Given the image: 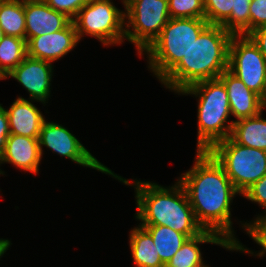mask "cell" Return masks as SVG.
I'll return each instance as SVG.
<instances>
[{
    "label": "cell",
    "mask_w": 266,
    "mask_h": 267,
    "mask_svg": "<svg viewBox=\"0 0 266 267\" xmlns=\"http://www.w3.org/2000/svg\"><path fill=\"white\" fill-rule=\"evenodd\" d=\"M192 169L179 183L183 186L197 222L216 232L229 246H239L232 233L230 204L238 194L224 168L208 151H197Z\"/></svg>",
    "instance_id": "1"
},
{
    "label": "cell",
    "mask_w": 266,
    "mask_h": 267,
    "mask_svg": "<svg viewBox=\"0 0 266 267\" xmlns=\"http://www.w3.org/2000/svg\"><path fill=\"white\" fill-rule=\"evenodd\" d=\"M232 36L221 25L209 24L161 83L180 93L198 82L218 78L228 70Z\"/></svg>",
    "instance_id": "2"
},
{
    "label": "cell",
    "mask_w": 266,
    "mask_h": 267,
    "mask_svg": "<svg viewBox=\"0 0 266 267\" xmlns=\"http://www.w3.org/2000/svg\"><path fill=\"white\" fill-rule=\"evenodd\" d=\"M137 215L141 225L168 226L188 238L204 229L197 222L187 194L179 181L170 189L156 183L135 181Z\"/></svg>",
    "instance_id": "3"
},
{
    "label": "cell",
    "mask_w": 266,
    "mask_h": 267,
    "mask_svg": "<svg viewBox=\"0 0 266 267\" xmlns=\"http://www.w3.org/2000/svg\"><path fill=\"white\" fill-rule=\"evenodd\" d=\"M180 93L199 95L197 151H209L231 135L234 121L226 125L231 115L229 97L219 78L198 82Z\"/></svg>",
    "instance_id": "4"
},
{
    "label": "cell",
    "mask_w": 266,
    "mask_h": 267,
    "mask_svg": "<svg viewBox=\"0 0 266 267\" xmlns=\"http://www.w3.org/2000/svg\"><path fill=\"white\" fill-rule=\"evenodd\" d=\"M208 25L206 19H169L159 37L145 50L148 53L149 68L160 81L182 60Z\"/></svg>",
    "instance_id": "5"
},
{
    "label": "cell",
    "mask_w": 266,
    "mask_h": 267,
    "mask_svg": "<svg viewBox=\"0 0 266 267\" xmlns=\"http://www.w3.org/2000/svg\"><path fill=\"white\" fill-rule=\"evenodd\" d=\"M208 152L224 168L239 195L266 175V151L242 146L230 136Z\"/></svg>",
    "instance_id": "6"
},
{
    "label": "cell",
    "mask_w": 266,
    "mask_h": 267,
    "mask_svg": "<svg viewBox=\"0 0 266 267\" xmlns=\"http://www.w3.org/2000/svg\"><path fill=\"white\" fill-rule=\"evenodd\" d=\"M72 21L79 40L82 35L89 34L104 45H110L121 43L125 38V12L110 0H89Z\"/></svg>",
    "instance_id": "7"
},
{
    "label": "cell",
    "mask_w": 266,
    "mask_h": 267,
    "mask_svg": "<svg viewBox=\"0 0 266 267\" xmlns=\"http://www.w3.org/2000/svg\"><path fill=\"white\" fill-rule=\"evenodd\" d=\"M125 37L142 54L161 34L170 19L168 0H129L125 5ZM130 25L133 30L130 31Z\"/></svg>",
    "instance_id": "8"
},
{
    "label": "cell",
    "mask_w": 266,
    "mask_h": 267,
    "mask_svg": "<svg viewBox=\"0 0 266 267\" xmlns=\"http://www.w3.org/2000/svg\"><path fill=\"white\" fill-rule=\"evenodd\" d=\"M228 70L260 95L266 78V59L248 36H232Z\"/></svg>",
    "instance_id": "9"
},
{
    "label": "cell",
    "mask_w": 266,
    "mask_h": 267,
    "mask_svg": "<svg viewBox=\"0 0 266 267\" xmlns=\"http://www.w3.org/2000/svg\"><path fill=\"white\" fill-rule=\"evenodd\" d=\"M38 140L41 155L42 146L44 145L52 151L71 159L79 165L112 175L126 185L130 184L129 180L123 179L121 176H117L109 168L101 164L73 134L59 124L45 121L42 125Z\"/></svg>",
    "instance_id": "10"
},
{
    "label": "cell",
    "mask_w": 266,
    "mask_h": 267,
    "mask_svg": "<svg viewBox=\"0 0 266 267\" xmlns=\"http://www.w3.org/2000/svg\"><path fill=\"white\" fill-rule=\"evenodd\" d=\"M73 21L64 29L31 38L27 42V56L53 62L70 52L79 42Z\"/></svg>",
    "instance_id": "11"
},
{
    "label": "cell",
    "mask_w": 266,
    "mask_h": 267,
    "mask_svg": "<svg viewBox=\"0 0 266 267\" xmlns=\"http://www.w3.org/2000/svg\"><path fill=\"white\" fill-rule=\"evenodd\" d=\"M51 62L27 56L6 78L13 77L30 93V99L45 104L50 96Z\"/></svg>",
    "instance_id": "12"
},
{
    "label": "cell",
    "mask_w": 266,
    "mask_h": 267,
    "mask_svg": "<svg viewBox=\"0 0 266 267\" xmlns=\"http://www.w3.org/2000/svg\"><path fill=\"white\" fill-rule=\"evenodd\" d=\"M26 41L64 29L72 20L44 1L24 2Z\"/></svg>",
    "instance_id": "13"
},
{
    "label": "cell",
    "mask_w": 266,
    "mask_h": 267,
    "mask_svg": "<svg viewBox=\"0 0 266 267\" xmlns=\"http://www.w3.org/2000/svg\"><path fill=\"white\" fill-rule=\"evenodd\" d=\"M225 85L229 97L230 111L238 120L262 113L259 95L248 89L229 70L218 77Z\"/></svg>",
    "instance_id": "14"
},
{
    "label": "cell",
    "mask_w": 266,
    "mask_h": 267,
    "mask_svg": "<svg viewBox=\"0 0 266 267\" xmlns=\"http://www.w3.org/2000/svg\"><path fill=\"white\" fill-rule=\"evenodd\" d=\"M41 156L38 138L10 134L4 153L0 157V164L8 162L24 171L37 173Z\"/></svg>",
    "instance_id": "15"
},
{
    "label": "cell",
    "mask_w": 266,
    "mask_h": 267,
    "mask_svg": "<svg viewBox=\"0 0 266 267\" xmlns=\"http://www.w3.org/2000/svg\"><path fill=\"white\" fill-rule=\"evenodd\" d=\"M200 243H213L228 250H239L248 252L241 244L239 246H229L216 232L204 230L201 234L188 238L175 255L165 264V267H208L202 261Z\"/></svg>",
    "instance_id": "16"
},
{
    "label": "cell",
    "mask_w": 266,
    "mask_h": 267,
    "mask_svg": "<svg viewBox=\"0 0 266 267\" xmlns=\"http://www.w3.org/2000/svg\"><path fill=\"white\" fill-rule=\"evenodd\" d=\"M6 112L10 134L39 138L45 118L30 101L19 97Z\"/></svg>",
    "instance_id": "17"
},
{
    "label": "cell",
    "mask_w": 266,
    "mask_h": 267,
    "mask_svg": "<svg viewBox=\"0 0 266 267\" xmlns=\"http://www.w3.org/2000/svg\"><path fill=\"white\" fill-rule=\"evenodd\" d=\"M261 115L235 120L230 137L242 146L266 151V119Z\"/></svg>",
    "instance_id": "18"
},
{
    "label": "cell",
    "mask_w": 266,
    "mask_h": 267,
    "mask_svg": "<svg viewBox=\"0 0 266 267\" xmlns=\"http://www.w3.org/2000/svg\"><path fill=\"white\" fill-rule=\"evenodd\" d=\"M130 247L137 267H165L151 234L141 225L131 230Z\"/></svg>",
    "instance_id": "19"
},
{
    "label": "cell",
    "mask_w": 266,
    "mask_h": 267,
    "mask_svg": "<svg viewBox=\"0 0 266 267\" xmlns=\"http://www.w3.org/2000/svg\"><path fill=\"white\" fill-rule=\"evenodd\" d=\"M152 236L161 261L166 264L188 239L182 234L168 226L141 225Z\"/></svg>",
    "instance_id": "20"
},
{
    "label": "cell",
    "mask_w": 266,
    "mask_h": 267,
    "mask_svg": "<svg viewBox=\"0 0 266 267\" xmlns=\"http://www.w3.org/2000/svg\"><path fill=\"white\" fill-rule=\"evenodd\" d=\"M0 26L4 35L26 39L24 2L0 0Z\"/></svg>",
    "instance_id": "21"
},
{
    "label": "cell",
    "mask_w": 266,
    "mask_h": 267,
    "mask_svg": "<svg viewBox=\"0 0 266 267\" xmlns=\"http://www.w3.org/2000/svg\"><path fill=\"white\" fill-rule=\"evenodd\" d=\"M26 57V39L5 35L0 41V79H5Z\"/></svg>",
    "instance_id": "22"
},
{
    "label": "cell",
    "mask_w": 266,
    "mask_h": 267,
    "mask_svg": "<svg viewBox=\"0 0 266 267\" xmlns=\"http://www.w3.org/2000/svg\"><path fill=\"white\" fill-rule=\"evenodd\" d=\"M252 0H233L231 15L221 26L233 35L249 34L250 3Z\"/></svg>",
    "instance_id": "23"
},
{
    "label": "cell",
    "mask_w": 266,
    "mask_h": 267,
    "mask_svg": "<svg viewBox=\"0 0 266 267\" xmlns=\"http://www.w3.org/2000/svg\"><path fill=\"white\" fill-rule=\"evenodd\" d=\"M170 18L205 19L204 0H168Z\"/></svg>",
    "instance_id": "24"
},
{
    "label": "cell",
    "mask_w": 266,
    "mask_h": 267,
    "mask_svg": "<svg viewBox=\"0 0 266 267\" xmlns=\"http://www.w3.org/2000/svg\"><path fill=\"white\" fill-rule=\"evenodd\" d=\"M232 2L233 0H204L206 21L221 25L231 15Z\"/></svg>",
    "instance_id": "25"
},
{
    "label": "cell",
    "mask_w": 266,
    "mask_h": 267,
    "mask_svg": "<svg viewBox=\"0 0 266 267\" xmlns=\"http://www.w3.org/2000/svg\"><path fill=\"white\" fill-rule=\"evenodd\" d=\"M88 1L89 0H44L51 8L65 14L71 20L76 17L78 11Z\"/></svg>",
    "instance_id": "26"
},
{
    "label": "cell",
    "mask_w": 266,
    "mask_h": 267,
    "mask_svg": "<svg viewBox=\"0 0 266 267\" xmlns=\"http://www.w3.org/2000/svg\"><path fill=\"white\" fill-rule=\"evenodd\" d=\"M242 195L252 202L260 204L263 208L266 209V175L263 176L260 180L255 182L250 188H248ZM266 212V211H265ZM266 217V214L259 216L255 221L262 220Z\"/></svg>",
    "instance_id": "27"
},
{
    "label": "cell",
    "mask_w": 266,
    "mask_h": 267,
    "mask_svg": "<svg viewBox=\"0 0 266 267\" xmlns=\"http://www.w3.org/2000/svg\"><path fill=\"white\" fill-rule=\"evenodd\" d=\"M249 33L266 25V0H252L250 3Z\"/></svg>",
    "instance_id": "28"
},
{
    "label": "cell",
    "mask_w": 266,
    "mask_h": 267,
    "mask_svg": "<svg viewBox=\"0 0 266 267\" xmlns=\"http://www.w3.org/2000/svg\"><path fill=\"white\" fill-rule=\"evenodd\" d=\"M246 231L251 238L262 246V251L258 253L259 257L266 253V222L262 219L259 221H254V223H245Z\"/></svg>",
    "instance_id": "29"
},
{
    "label": "cell",
    "mask_w": 266,
    "mask_h": 267,
    "mask_svg": "<svg viewBox=\"0 0 266 267\" xmlns=\"http://www.w3.org/2000/svg\"><path fill=\"white\" fill-rule=\"evenodd\" d=\"M10 135L9 122L6 110L0 105V157L3 155L6 140Z\"/></svg>",
    "instance_id": "30"
},
{
    "label": "cell",
    "mask_w": 266,
    "mask_h": 267,
    "mask_svg": "<svg viewBox=\"0 0 266 267\" xmlns=\"http://www.w3.org/2000/svg\"><path fill=\"white\" fill-rule=\"evenodd\" d=\"M258 47L261 54L266 59V25L256 28L247 35Z\"/></svg>",
    "instance_id": "31"
},
{
    "label": "cell",
    "mask_w": 266,
    "mask_h": 267,
    "mask_svg": "<svg viewBox=\"0 0 266 267\" xmlns=\"http://www.w3.org/2000/svg\"><path fill=\"white\" fill-rule=\"evenodd\" d=\"M259 98H260V103H261L262 110H263L264 107H266V78L264 80L263 89L259 95Z\"/></svg>",
    "instance_id": "32"
},
{
    "label": "cell",
    "mask_w": 266,
    "mask_h": 267,
    "mask_svg": "<svg viewBox=\"0 0 266 267\" xmlns=\"http://www.w3.org/2000/svg\"><path fill=\"white\" fill-rule=\"evenodd\" d=\"M10 246V241L6 239H0V257L6 252Z\"/></svg>",
    "instance_id": "33"
},
{
    "label": "cell",
    "mask_w": 266,
    "mask_h": 267,
    "mask_svg": "<svg viewBox=\"0 0 266 267\" xmlns=\"http://www.w3.org/2000/svg\"><path fill=\"white\" fill-rule=\"evenodd\" d=\"M5 35H4V32H3V30H2V28H1V26H0V41H1V39L4 37Z\"/></svg>",
    "instance_id": "34"
},
{
    "label": "cell",
    "mask_w": 266,
    "mask_h": 267,
    "mask_svg": "<svg viewBox=\"0 0 266 267\" xmlns=\"http://www.w3.org/2000/svg\"><path fill=\"white\" fill-rule=\"evenodd\" d=\"M25 1H44V0H22V2H25Z\"/></svg>",
    "instance_id": "35"
},
{
    "label": "cell",
    "mask_w": 266,
    "mask_h": 267,
    "mask_svg": "<svg viewBox=\"0 0 266 267\" xmlns=\"http://www.w3.org/2000/svg\"><path fill=\"white\" fill-rule=\"evenodd\" d=\"M129 0H123V4L125 5Z\"/></svg>",
    "instance_id": "36"
}]
</instances>
